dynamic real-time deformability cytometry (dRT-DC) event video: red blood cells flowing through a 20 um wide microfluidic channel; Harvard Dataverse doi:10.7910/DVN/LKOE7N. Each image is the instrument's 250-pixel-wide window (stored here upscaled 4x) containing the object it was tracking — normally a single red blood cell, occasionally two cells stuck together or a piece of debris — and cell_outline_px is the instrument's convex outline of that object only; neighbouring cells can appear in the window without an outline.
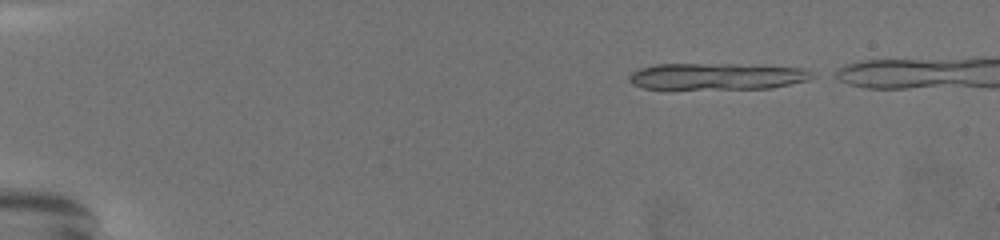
{"species": "common noctule bat (a hibernating species)", "species_latin": "Nyctalus noctula", "temperature_condition": "warm", "stored_images_in_passage": 14, "camera_frame_rate_fps": 3000, "um_per_image_px": 0.085, "animal": {"sex": "female", "body_mass_g": 19.5, "forearm_length_mm": 54.1}, "frame": {"image": 1, "passage_image": 1, "time_ms": 0.0, "image_size_px": [1000, 240], "cell_outline_px": [[820, 76], [808, 80], [772, 88], [644, 88], [632, 84], [628, 80], [628, 76], [632, 72], [640, 68], [656, 64], [764, 64], [804, 68]], "centroid_in_image_um": [61.05, 6.47], "position_along_channel_um": 24.0, "area_um2": 28.67}}